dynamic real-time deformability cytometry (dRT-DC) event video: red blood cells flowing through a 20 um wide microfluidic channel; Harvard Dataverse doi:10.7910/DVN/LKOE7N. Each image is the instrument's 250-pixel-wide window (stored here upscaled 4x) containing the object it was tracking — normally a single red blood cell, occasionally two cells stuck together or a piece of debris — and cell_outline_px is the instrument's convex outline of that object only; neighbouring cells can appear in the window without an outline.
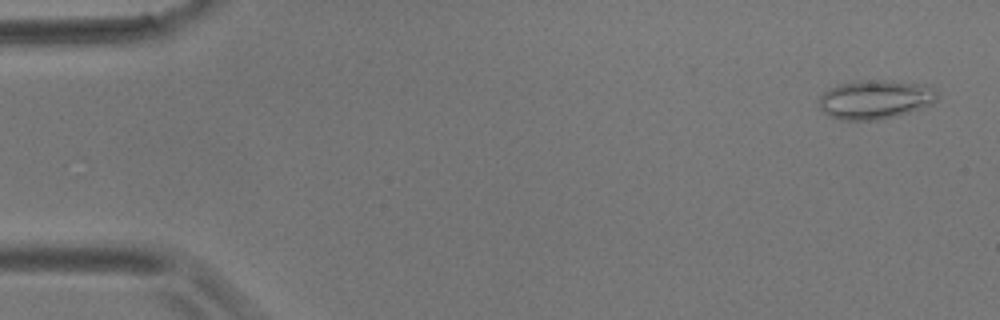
{"species": "common noctule bat (a hibernating species)", "species_latin": "Nyctalus noctula", "temperature_condition": "room temperature", "stored_images_in_passage": 56, "camera_frame_rate_fps": 3000, "um_per_image_px": 0.085, "animal": {"sex": "male", "body_mass_g": 17.9}, "frame": {"image": 1, "passage_image": 3, "time_ms": 0.667, "image_size_px": [1000, 320], "cell_outline_px": [[936, 100], [932, 104], [896, 116], [876, 120], [840, 120], [828, 116], [820, 108], [820, 96], [824, 92], [840, 84], [856, 80], [892, 80], [924, 84], [936, 88]], "centroid_in_image_um": [74.4, 8.44], "position_along_channel_um": 10.6, "area_um2": 26.93}}
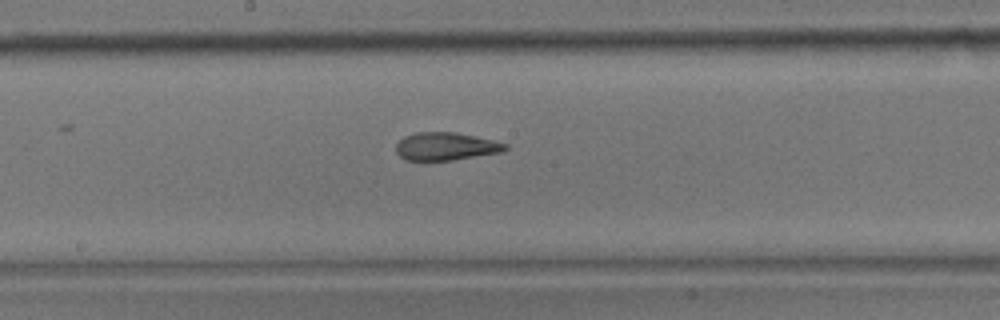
{"frame": {"image": 2, "passage_image": 30, "time_ms": 9.667, "image_size_px": [1000, 320], "cell_outline_px": [[508, 148], [500, 152], [452, 160], [424, 164], [420, 164], [404, 160], [396, 152], [396, 144], [404, 136], [416, 132], [456, 132], [492, 140], [508, 144]], "centroid_in_image_um": [37.79, 12.49], "position_along_channel_um": 210.4, "area_um2": 18.38}}
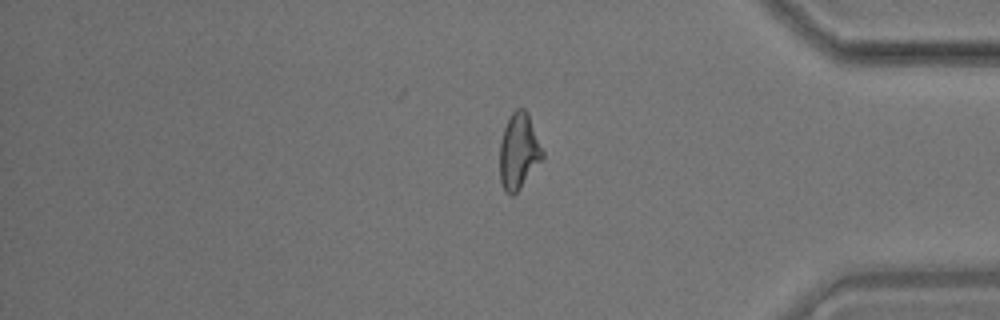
{"frame": {"image": 3, "passage_image": 47, "time_ms": 15.333, "image_size_px": [1000, 320], "cell_outline_px": [[544, 156], [520, 188], [512, 196], [504, 188], [500, 180], [500, 144], [504, 128], [512, 112], [516, 108], [524, 108], [528, 112], [544, 152]], "centroid_in_image_um": [44.1, 12.82], "position_along_channel_um": 391.1, "area_um2": 18.61}, "authors_computed_cell_mechanics": {"area_um2": 19.2474, "velocity_mm_per_s": 3.5845, "shape_relaxation_time_tau1_ms": null, "shape_relaxation_time_tau2_ms": 2.1352, "deformation_change_tau1": null, "deformation_change_tau2": 0.1054}}